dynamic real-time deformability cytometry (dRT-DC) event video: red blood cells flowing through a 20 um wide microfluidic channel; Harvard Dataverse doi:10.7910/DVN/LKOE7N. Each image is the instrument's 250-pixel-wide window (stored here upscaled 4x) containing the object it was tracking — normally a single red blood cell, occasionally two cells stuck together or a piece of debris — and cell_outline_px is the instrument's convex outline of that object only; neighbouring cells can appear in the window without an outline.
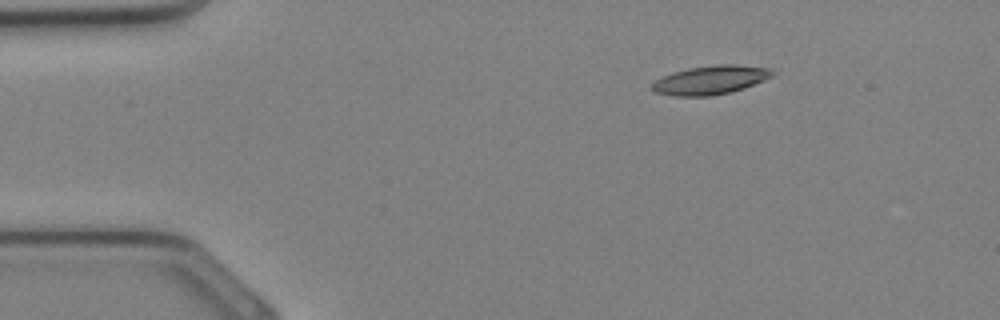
{"species": "Egyptian fruit bat (a non-hibernating species)", "species_latin": "Rousettus aegyptiacus", "temperature_condition": "cold", "stored_images_in_passage": 29, "camera_frame_rate_fps": 3000, "um_per_image_px": 0.085, "animal": {"sex": "female"}, "frame": {"image": 1, "passage_image": 1, "time_ms": 0.0, "image_size_px": [1000, 320], "cell_outline_px": [[776, 76], [744, 88], [712, 96], [672, 96], [656, 92], [652, 88], [652, 84], [656, 80], [672, 72], [688, 68], [716, 64], [736, 64], [768, 68], [776, 72]], "centroid_in_image_um": [60.44, 6.79], "position_along_channel_um": 24.6, "area_um2": 20.29}}
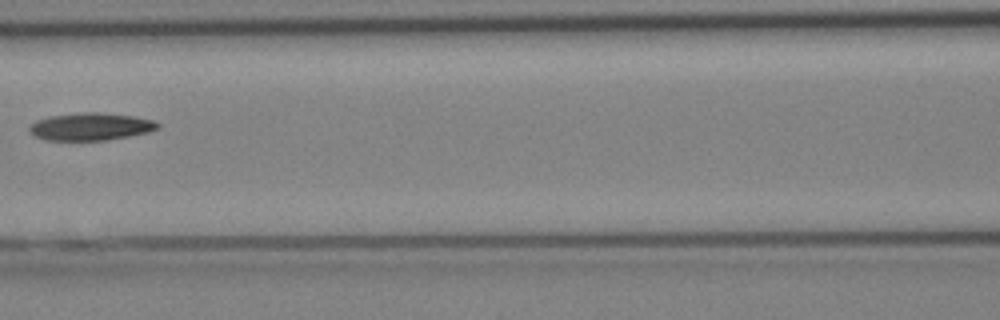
{"frame": {"image": 2, "passage_image": 11, "time_ms": 3.333, "image_size_px": [1000, 320], "cell_outline_px": [[160, 128], [148, 132], [108, 140], [44, 140], [36, 136], [28, 128], [36, 120], [48, 116], [80, 112], [96, 112], [132, 116], [152, 120], [160, 124]], "centroid_in_image_um": [7.7, 10.76], "position_along_channel_um": 158.9, "area_um2": 20.46}}
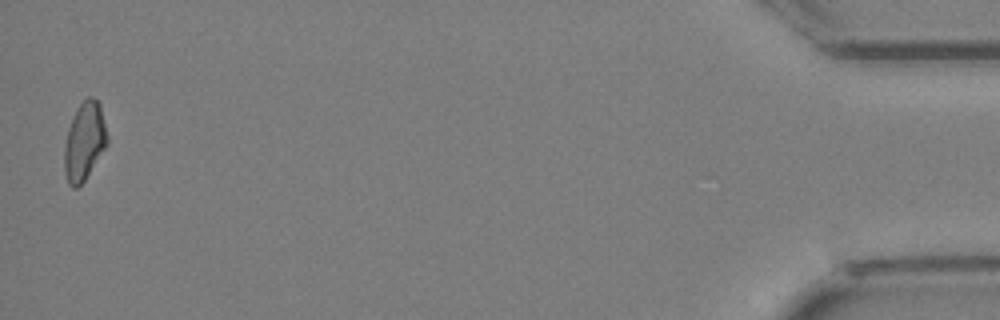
{"frame": {"image": 3, "passage_image": 29, "time_ms": 9.333, "image_size_px": [1000, 320], "cell_outline_px": [[108, 144], [84, 180], [76, 188], [72, 188], [68, 184], [64, 172], [64, 148], [68, 128], [76, 108], [88, 96], [92, 96], [100, 104], [108, 136]], "centroid_in_image_um": [7.17, 12.01], "position_along_channel_um": 428.0, "area_um2": 19.54}}